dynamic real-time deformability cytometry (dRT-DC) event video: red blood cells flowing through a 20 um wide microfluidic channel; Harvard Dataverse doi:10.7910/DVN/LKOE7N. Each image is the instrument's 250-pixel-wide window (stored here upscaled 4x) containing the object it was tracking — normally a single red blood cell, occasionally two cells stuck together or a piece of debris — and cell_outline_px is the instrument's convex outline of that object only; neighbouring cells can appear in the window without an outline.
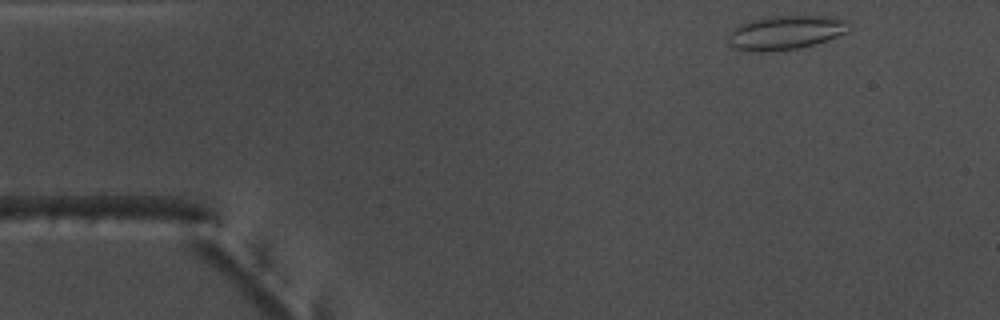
{"species": "common noctule bat (a hibernating species)", "species_latin": "Nyctalus noctula", "temperature_condition": "warm", "stored_images_in_passage": 9, "camera_frame_rate_fps": 3000, "um_per_image_px": 0.085, "animal": {"sex": "male", "body_mass_g": 17.5, "forearm_length_mm": 52.3}, "frame": {"image": 1, "passage_image": 1, "time_ms": 0.0, "image_size_px": [1000, 320], "cell_outline_px": [[852, 28], [848, 32], [828, 40], [816, 44], [796, 48], [760, 52], [744, 52], [732, 48], [728, 44], [728, 32], [732, 28], [740, 24], [752, 20], [772, 16], [836, 16], [848, 20], [852, 24]], "centroid_in_image_um": [66.79, 2.77], "position_along_channel_um": 18.2, "area_um2": 24.57}}